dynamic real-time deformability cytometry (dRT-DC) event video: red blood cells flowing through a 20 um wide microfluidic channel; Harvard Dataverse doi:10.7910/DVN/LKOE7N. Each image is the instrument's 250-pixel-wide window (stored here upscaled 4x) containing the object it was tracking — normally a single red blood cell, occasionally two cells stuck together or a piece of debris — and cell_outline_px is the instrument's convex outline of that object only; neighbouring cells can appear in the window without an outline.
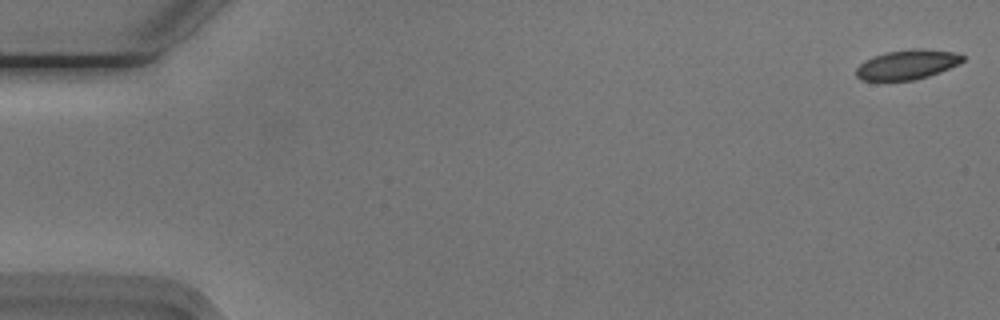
{"species": "Egyptian fruit bat (a non-hibernating species)", "species_latin": "Rousettus aegyptiacus", "temperature_condition": "cold", "stored_images_in_passage": 54, "camera_frame_rate_fps": 3000, "um_per_image_px": 0.085, "animal": {"sex": "male"}, "frame": {"image": 1, "passage_image": 1, "time_ms": 0.0, "image_size_px": [1000, 320], "cell_outline_px": [[964, 60], [960, 64], [940, 72], [928, 76], [912, 80], [884, 84], [860, 80], [856, 76], [856, 68], [864, 60], [884, 52], [908, 48], [924, 48], [952, 52], [964, 56]], "centroid_in_image_um": [77.03, 5.53], "position_along_channel_um": 8.0, "area_um2": 19.31}}
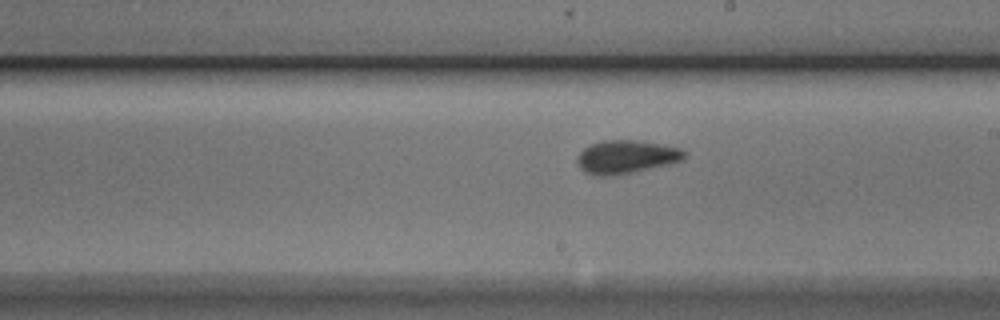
{"frame": {"image": 2, "passage_image": 31, "time_ms": 10.0, "image_size_px": [1000, 320], "cell_outline_px": [[688, 156], [684, 160], [672, 164], [636, 172], [612, 176], [592, 176], [584, 172], [576, 164], [576, 156], [588, 144], [604, 140], [636, 140], [660, 144], [680, 148], [688, 152]], "centroid_in_image_um": [53.23, 13.35], "position_along_channel_um": 235.8, "area_um2": 21.5}}
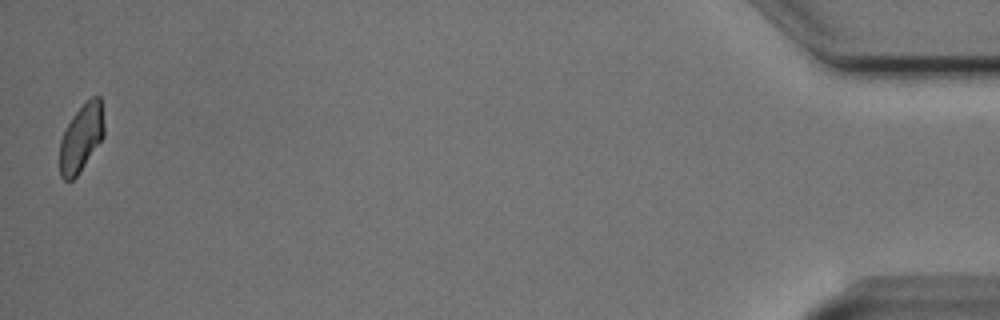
{"frame": {"image": 3, "passage_image": 54, "time_ms": 17.667, "image_size_px": [1000, 320], "cell_outline_px": [[104, 136], [76, 176], [72, 180], [64, 180], [60, 176], [60, 140], [72, 116], [92, 96], [100, 96], [104, 124]], "centroid_in_image_um": [6.9, 11.72], "position_along_channel_um": 428.3, "area_um2": 17.11}, "authors_computed_cell_mechanics": {"area_um2": 19.3052, "velocity_mm_per_s": 3.7497, "shape_relaxation_time_tau1_ms": 2.2411, "shape_relaxation_time_tau2_ms": 1.4447, "deformation_change_tau1": 0.0813, "deformation_change_tau2": 0.0514}}